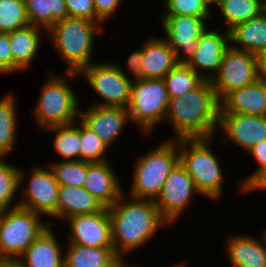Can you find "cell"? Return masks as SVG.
Segmentation results:
<instances>
[{"instance_id": "cell-1", "label": "cell", "mask_w": 266, "mask_h": 267, "mask_svg": "<svg viewBox=\"0 0 266 267\" xmlns=\"http://www.w3.org/2000/svg\"><path fill=\"white\" fill-rule=\"evenodd\" d=\"M127 194L124 192L108 207L114 251L125 258L155 238L159 229L171 226L153 200L128 197Z\"/></svg>"}, {"instance_id": "cell-2", "label": "cell", "mask_w": 266, "mask_h": 267, "mask_svg": "<svg viewBox=\"0 0 266 267\" xmlns=\"http://www.w3.org/2000/svg\"><path fill=\"white\" fill-rule=\"evenodd\" d=\"M220 101L210 80L183 96L169 99L163 123L171 126L172 139L216 136Z\"/></svg>"}, {"instance_id": "cell-3", "label": "cell", "mask_w": 266, "mask_h": 267, "mask_svg": "<svg viewBox=\"0 0 266 267\" xmlns=\"http://www.w3.org/2000/svg\"><path fill=\"white\" fill-rule=\"evenodd\" d=\"M103 25L106 26L85 18L65 17L46 31V41L67 65L64 72L80 73L94 62L95 39L105 32Z\"/></svg>"}, {"instance_id": "cell-4", "label": "cell", "mask_w": 266, "mask_h": 267, "mask_svg": "<svg viewBox=\"0 0 266 267\" xmlns=\"http://www.w3.org/2000/svg\"><path fill=\"white\" fill-rule=\"evenodd\" d=\"M48 70L39 96L31 110L39 131L56 125H66L79 119L80 95L71 86L70 80L81 78L79 73H56ZM60 73V74H59ZM74 78V79H73ZM79 78V79H78ZM80 98V100H79Z\"/></svg>"}, {"instance_id": "cell-5", "label": "cell", "mask_w": 266, "mask_h": 267, "mask_svg": "<svg viewBox=\"0 0 266 267\" xmlns=\"http://www.w3.org/2000/svg\"><path fill=\"white\" fill-rule=\"evenodd\" d=\"M215 139L216 136L178 139L179 163L193 179L201 196L210 199L212 203L223 198L226 177L225 169L220 165L223 163H220V157L213 151L215 147H212V142Z\"/></svg>"}, {"instance_id": "cell-6", "label": "cell", "mask_w": 266, "mask_h": 267, "mask_svg": "<svg viewBox=\"0 0 266 267\" xmlns=\"http://www.w3.org/2000/svg\"><path fill=\"white\" fill-rule=\"evenodd\" d=\"M179 163L178 139H165L137 156L128 196L155 201L168 175Z\"/></svg>"}, {"instance_id": "cell-7", "label": "cell", "mask_w": 266, "mask_h": 267, "mask_svg": "<svg viewBox=\"0 0 266 267\" xmlns=\"http://www.w3.org/2000/svg\"><path fill=\"white\" fill-rule=\"evenodd\" d=\"M42 217L20 206L1 211L0 259L17 260L50 226Z\"/></svg>"}, {"instance_id": "cell-8", "label": "cell", "mask_w": 266, "mask_h": 267, "mask_svg": "<svg viewBox=\"0 0 266 267\" xmlns=\"http://www.w3.org/2000/svg\"><path fill=\"white\" fill-rule=\"evenodd\" d=\"M168 102L164 79L134 80L127 108L131 125L141 129L143 136L151 135L163 122Z\"/></svg>"}, {"instance_id": "cell-9", "label": "cell", "mask_w": 266, "mask_h": 267, "mask_svg": "<svg viewBox=\"0 0 266 267\" xmlns=\"http://www.w3.org/2000/svg\"><path fill=\"white\" fill-rule=\"evenodd\" d=\"M33 165L31 171H29L30 174L19 167V192L22 189L24 194L19 193L21 198L18 199V206L33 211L43 216V218L49 217L47 219L49 224L58 227L54 220H57L60 185L46 163L44 164L45 167L38 164Z\"/></svg>"}, {"instance_id": "cell-10", "label": "cell", "mask_w": 266, "mask_h": 267, "mask_svg": "<svg viewBox=\"0 0 266 267\" xmlns=\"http://www.w3.org/2000/svg\"><path fill=\"white\" fill-rule=\"evenodd\" d=\"M100 62L91 63L79 73L82 80L84 77L93 89V93L98 96V100L92 101L90 105L127 109L133 81L122 73L115 61L110 59V61Z\"/></svg>"}, {"instance_id": "cell-11", "label": "cell", "mask_w": 266, "mask_h": 267, "mask_svg": "<svg viewBox=\"0 0 266 267\" xmlns=\"http://www.w3.org/2000/svg\"><path fill=\"white\" fill-rule=\"evenodd\" d=\"M258 79L257 57L231 45L226 49L218 73L211 80L221 101L228 93Z\"/></svg>"}, {"instance_id": "cell-12", "label": "cell", "mask_w": 266, "mask_h": 267, "mask_svg": "<svg viewBox=\"0 0 266 267\" xmlns=\"http://www.w3.org/2000/svg\"><path fill=\"white\" fill-rule=\"evenodd\" d=\"M196 195L201 197L193 179L178 163L168 175L154 202L162 217L173 226L181 219L182 214L185 215L184 211L196 199Z\"/></svg>"}, {"instance_id": "cell-13", "label": "cell", "mask_w": 266, "mask_h": 267, "mask_svg": "<svg viewBox=\"0 0 266 267\" xmlns=\"http://www.w3.org/2000/svg\"><path fill=\"white\" fill-rule=\"evenodd\" d=\"M164 39L176 53L178 63H187L198 49L201 34L212 18L183 15H161ZM209 22V23H208Z\"/></svg>"}, {"instance_id": "cell-14", "label": "cell", "mask_w": 266, "mask_h": 267, "mask_svg": "<svg viewBox=\"0 0 266 267\" xmlns=\"http://www.w3.org/2000/svg\"><path fill=\"white\" fill-rule=\"evenodd\" d=\"M219 137L221 145L234 143L247 153L257 143L266 140V116L220 112L216 132V138Z\"/></svg>"}, {"instance_id": "cell-15", "label": "cell", "mask_w": 266, "mask_h": 267, "mask_svg": "<svg viewBox=\"0 0 266 267\" xmlns=\"http://www.w3.org/2000/svg\"><path fill=\"white\" fill-rule=\"evenodd\" d=\"M64 223L69 227L64 242L92 248H114L108 207L92 214L75 215Z\"/></svg>"}, {"instance_id": "cell-16", "label": "cell", "mask_w": 266, "mask_h": 267, "mask_svg": "<svg viewBox=\"0 0 266 267\" xmlns=\"http://www.w3.org/2000/svg\"><path fill=\"white\" fill-rule=\"evenodd\" d=\"M229 46V31L209 25L199 38L198 49L186 64L204 80L211 81L218 73Z\"/></svg>"}, {"instance_id": "cell-17", "label": "cell", "mask_w": 266, "mask_h": 267, "mask_svg": "<svg viewBox=\"0 0 266 267\" xmlns=\"http://www.w3.org/2000/svg\"><path fill=\"white\" fill-rule=\"evenodd\" d=\"M79 120L110 149L120 140L126 125H131L128 110L123 107L88 105L85 110L80 108Z\"/></svg>"}, {"instance_id": "cell-18", "label": "cell", "mask_w": 266, "mask_h": 267, "mask_svg": "<svg viewBox=\"0 0 266 267\" xmlns=\"http://www.w3.org/2000/svg\"><path fill=\"white\" fill-rule=\"evenodd\" d=\"M227 235L223 251L231 267H266V242L261 233L257 238L245 233Z\"/></svg>"}, {"instance_id": "cell-19", "label": "cell", "mask_w": 266, "mask_h": 267, "mask_svg": "<svg viewBox=\"0 0 266 267\" xmlns=\"http://www.w3.org/2000/svg\"><path fill=\"white\" fill-rule=\"evenodd\" d=\"M111 160L88 162V173L83 187L105 207L112 206L124 193L125 187L112 167Z\"/></svg>"}, {"instance_id": "cell-20", "label": "cell", "mask_w": 266, "mask_h": 267, "mask_svg": "<svg viewBox=\"0 0 266 267\" xmlns=\"http://www.w3.org/2000/svg\"><path fill=\"white\" fill-rule=\"evenodd\" d=\"M55 228L50 225L17 259L21 267H64L65 247Z\"/></svg>"}, {"instance_id": "cell-21", "label": "cell", "mask_w": 266, "mask_h": 267, "mask_svg": "<svg viewBox=\"0 0 266 267\" xmlns=\"http://www.w3.org/2000/svg\"><path fill=\"white\" fill-rule=\"evenodd\" d=\"M8 36L13 57V73L19 71L28 72L31 69L30 67H32L33 60L38 57L42 40L43 42L46 40V30L29 24L8 32Z\"/></svg>"}, {"instance_id": "cell-22", "label": "cell", "mask_w": 266, "mask_h": 267, "mask_svg": "<svg viewBox=\"0 0 266 267\" xmlns=\"http://www.w3.org/2000/svg\"><path fill=\"white\" fill-rule=\"evenodd\" d=\"M143 79H163L177 64L176 53L163 37L149 36L142 42Z\"/></svg>"}, {"instance_id": "cell-23", "label": "cell", "mask_w": 266, "mask_h": 267, "mask_svg": "<svg viewBox=\"0 0 266 267\" xmlns=\"http://www.w3.org/2000/svg\"><path fill=\"white\" fill-rule=\"evenodd\" d=\"M220 112L266 116V83L257 79L228 93L220 101Z\"/></svg>"}, {"instance_id": "cell-24", "label": "cell", "mask_w": 266, "mask_h": 267, "mask_svg": "<svg viewBox=\"0 0 266 267\" xmlns=\"http://www.w3.org/2000/svg\"><path fill=\"white\" fill-rule=\"evenodd\" d=\"M230 45L259 55L266 51V11L229 30Z\"/></svg>"}, {"instance_id": "cell-25", "label": "cell", "mask_w": 266, "mask_h": 267, "mask_svg": "<svg viewBox=\"0 0 266 267\" xmlns=\"http://www.w3.org/2000/svg\"><path fill=\"white\" fill-rule=\"evenodd\" d=\"M105 206L84 187L59 186L57 220L65 221L75 215L100 212Z\"/></svg>"}, {"instance_id": "cell-26", "label": "cell", "mask_w": 266, "mask_h": 267, "mask_svg": "<svg viewBox=\"0 0 266 267\" xmlns=\"http://www.w3.org/2000/svg\"><path fill=\"white\" fill-rule=\"evenodd\" d=\"M64 267H109L119 256L114 248H92L65 243Z\"/></svg>"}, {"instance_id": "cell-27", "label": "cell", "mask_w": 266, "mask_h": 267, "mask_svg": "<svg viewBox=\"0 0 266 267\" xmlns=\"http://www.w3.org/2000/svg\"><path fill=\"white\" fill-rule=\"evenodd\" d=\"M15 93H6L0 97V156H8L12 154L18 139L17 130L18 110L17 97Z\"/></svg>"}, {"instance_id": "cell-28", "label": "cell", "mask_w": 266, "mask_h": 267, "mask_svg": "<svg viewBox=\"0 0 266 267\" xmlns=\"http://www.w3.org/2000/svg\"><path fill=\"white\" fill-rule=\"evenodd\" d=\"M43 134H52L53 151L59 155V160H80V120L66 125H56L44 129Z\"/></svg>"}, {"instance_id": "cell-29", "label": "cell", "mask_w": 266, "mask_h": 267, "mask_svg": "<svg viewBox=\"0 0 266 267\" xmlns=\"http://www.w3.org/2000/svg\"><path fill=\"white\" fill-rule=\"evenodd\" d=\"M218 14L223 20L219 27L225 30L232 29L235 25L246 22L264 10V0H222L217 7ZM223 24V25H222Z\"/></svg>"}, {"instance_id": "cell-30", "label": "cell", "mask_w": 266, "mask_h": 267, "mask_svg": "<svg viewBox=\"0 0 266 267\" xmlns=\"http://www.w3.org/2000/svg\"><path fill=\"white\" fill-rule=\"evenodd\" d=\"M25 6L29 24L46 31L56 21L68 17L64 0H25Z\"/></svg>"}, {"instance_id": "cell-31", "label": "cell", "mask_w": 266, "mask_h": 267, "mask_svg": "<svg viewBox=\"0 0 266 267\" xmlns=\"http://www.w3.org/2000/svg\"><path fill=\"white\" fill-rule=\"evenodd\" d=\"M163 79L169 99L183 96L204 81L186 63H178Z\"/></svg>"}, {"instance_id": "cell-32", "label": "cell", "mask_w": 266, "mask_h": 267, "mask_svg": "<svg viewBox=\"0 0 266 267\" xmlns=\"http://www.w3.org/2000/svg\"><path fill=\"white\" fill-rule=\"evenodd\" d=\"M7 156H0V210L18 206L19 166L6 161ZM16 197V198H15ZM17 200V201H16Z\"/></svg>"}, {"instance_id": "cell-33", "label": "cell", "mask_w": 266, "mask_h": 267, "mask_svg": "<svg viewBox=\"0 0 266 267\" xmlns=\"http://www.w3.org/2000/svg\"><path fill=\"white\" fill-rule=\"evenodd\" d=\"M46 164L52 170L55 180L60 186L83 187L88 173V162L59 160Z\"/></svg>"}, {"instance_id": "cell-34", "label": "cell", "mask_w": 266, "mask_h": 267, "mask_svg": "<svg viewBox=\"0 0 266 267\" xmlns=\"http://www.w3.org/2000/svg\"><path fill=\"white\" fill-rule=\"evenodd\" d=\"M110 148L80 121V160L89 163L105 162Z\"/></svg>"}, {"instance_id": "cell-35", "label": "cell", "mask_w": 266, "mask_h": 267, "mask_svg": "<svg viewBox=\"0 0 266 267\" xmlns=\"http://www.w3.org/2000/svg\"><path fill=\"white\" fill-rule=\"evenodd\" d=\"M27 25L25 0H0V32L8 33Z\"/></svg>"}, {"instance_id": "cell-36", "label": "cell", "mask_w": 266, "mask_h": 267, "mask_svg": "<svg viewBox=\"0 0 266 267\" xmlns=\"http://www.w3.org/2000/svg\"><path fill=\"white\" fill-rule=\"evenodd\" d=\"M162 15H183L199 18H213L214 14L203 0H161ZM213 16V17H212Z\"/></svg>"}, {"instance_id": "cell-37", "label": "cell", "mask_w": 266, "mask_h": 267, "mask_svg": "<svg viewBox=\"0 0 266 267\" xmlns=\"http://www.w3.org/2000/svg\"><path fill=\"white\" fill-rule=\"evenodd\" d=\"M246 154H248L253 161L257 163V167L252 173L239 179L238 186L239 191L242 194L245 193V189L262 173L266 170V140L257 143Z\"/></svg>"}, {"instance_id": "cell-38", "label": "cell", "mask_w": 266, "mask_h": 267, "mask_svg": "<svg viewBox=\"0 0 266 267\" xmlns=\"http://www.w3.org/2000/svg\"><path fill=\"white\" fill-rule=\"evenodd\" d=\"M68 17L85 18L105 24L96 14L94 0H64Z\"/></svg>"}, {"instance_id": "cell-39", "label": "cell", "mask_w": 266, "mask_h": 267, "mask_svg": "<svg viewBox=\"0 0 266 267\" xmlns=\"http://www.w3.org/2000/svg\"><path fill=\"white\" fill-rule=\"evenodd\" d=\"M142 59L143 52L141 43L140 47L136 50L131 51V53L128 55V58H126L125 65L128 73L123 69V67H121V64H119L118 61H116L115 63L128 79L134 81L142 78ZM130 76H132V78Z\"/></svg>"}, {"instance_id": "cell-40", "label": "cell", "mask_w": 266, "mask_h": 267, "mask_svg": "<svg viewBox=\"0 0 266 267\" xmlns=\"http://www.w3.org/2000/svg\"><path fill=\"white\" fill-rule=\"evenodd\" d=\"M13 74V57L8 33L0 32V75Z\"/></svg>"}, {"instance_id": "cell-41", "label": "cell", "mask_w": 266, "mask_h": 267, "mask_svg": "<svg viewBox=\"0 0 266 267\" xmlns=\"http://www.w3.org/2000/svg\"><path fill=\"white\" fill-rule=\"evenodd\" d=\"M122 3L123 0H94V7L97 16L106 24L114 18Z\"/></svg>"}, {"instance_id": "cell-42", "label": "cell", "mask_w": 266, "mask_h": 267, "mask_svg": "<svg viewBox=\"0 0 266 267\" xmlns=\"http://www.w3.org/2000/svg\"><path fill=\"white\" fill-rule=\"evenodd\" d=\"M266 191V170L262 172L246 189L245 194Z\"/></svg>"}, {"instance_id": "cell-43", "label": "cell", "mask_w": 266, "mask_h": 267, "mask_svg": "<svg viewBox=\"0 0 266 267\" xmlns=\"http://www.w3.org/2000/svg\"><path fill=\"white\" fill-rule=\"evenodd\" d=\"M258 79L266 83V51L257 55Z\"/></svg>"}, {"instance_id": "cell-44", "label": "cell", "mask_w": 266, "mask_h": 267, "mask_svg": "<svg viewBox=\"0 0 266 267\" xmlns=\"http://www.w3.org/2000/svg\"><path fill=\"white\" fill-rule=\"evenodd\" d=\"M125 260L124 257H119L116 259L109 267H141L142 265L136 264V263H129Z\"/></svg>"}, {"instance_id": "cell-45", "label": "cell", "mask_w": 266, "mask_h": 267, "mask_svg": "<svg viewBox=\"0 0 266 267\" xmlns=\"http://www.w3.org/2000/svg\"><path fill=\"white\" fill-rule=\"evenodd\" d=\"M0 267H21L18 260L0 259Z\"/></svg>"}, {"instance_id": "cell-46", "label": "cell", "mask_w": 266, "mask_h": 267, "mask_svg": "<svg viewBox=\"0 0 266 267\" xmlns=\"http://www.w3.org/2000/svg\"><path fill=\"white\" fill-rule=\"evenodd\" d=\"M204 3L208 6V8L213 11L212 9H214V13L215 10L217 9V7L220 5L222 0H203ZM214 6V7H213ZM216 7V8H215Z\"/></svg>"}, {"instance_id": "cell-47", "label": "cell", "mask_w": 266, "mask_h": 267, "mask_svg": "<svg viewBox=\"0 0 266 267\" xmlns=\"http://www.w3.org/2000/svg\"><path fill=\"white\" fill-rule=\"evenodd\" d=\"M183 262H181V261H180V263L179 262H177V263L175 262L174 264L170 265V267H187V264H186L185 260ZM141 267H144V266L142 265ZM167 267H169V266H167Z\"/></svg>"}, {"instance_id": "cell-48", "label": "cell", "mask_w": 266, "mask_h": 267, "mask_svg": "<svg viewBox=\"0 0 266 267\" xmlns=\"http://www.w3.org/2000/svg\"><path fill=\"white\" fill-rule=\"evenodd\" d=\"M261 232V235L263 236L265 242H266V228H263Z\"/></svg>"}, {"instance_id": "cell-49", "label": "cell", "mask_w": 266, "mask_h": 267, "mask_svg": "<svg viewBox=\"0 0 266 267\" xmlns=\"http://www.w3.org/2000/svg\"><path fill=\"white\" fill-rule=\"evenodd\" d=\"M264 10L266 11V0H264Z\"/></svg>"}]
</instances>
